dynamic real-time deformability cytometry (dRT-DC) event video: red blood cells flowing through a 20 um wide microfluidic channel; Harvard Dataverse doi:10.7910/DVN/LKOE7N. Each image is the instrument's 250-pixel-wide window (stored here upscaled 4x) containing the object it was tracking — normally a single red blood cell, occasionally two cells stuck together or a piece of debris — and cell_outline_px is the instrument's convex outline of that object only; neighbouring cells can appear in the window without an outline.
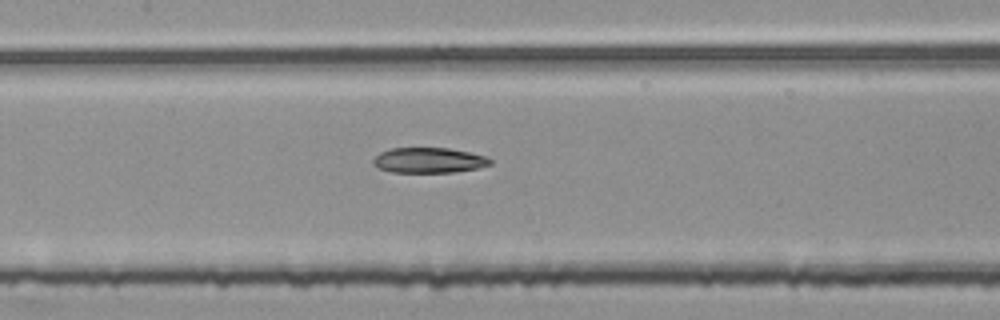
{"species": "common noctule bat (a hibernating species)", "species_latin": "Nyctalus noctula", "temperature_condition": "room temperature", "stored_images_in_passage": 55, "segment_of_instrument_passage": [2, 2], "camera_frame_rate_fps": 3000, "um_per_image_px": 0.085, "animal": {"sex": "female", "body_mass_g": 25.1}, "frame": {"image": 1, "passage_image": 26, "time_ms": 8.333, "image_size_px": [1000, 320], "cell_outline_px": [[492, 164], [476, 168], [452, 172], [392, 172], [380, 168], [372, 164], [372, 160], [380, 152], [392, 148], [448, 148], [468, 152], [484, 156], [492, 160]], "centroid_in_image_um": [36.43, 13.62], "position_along_channel_um": 171.0, "area_um2": 17.05}}
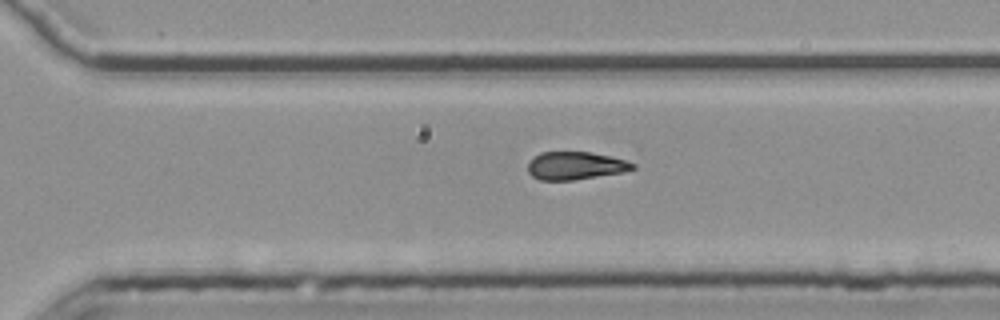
{"frame": {"image": 2, "passage_image": 38, "time_ms": 12.333, "image_size_px": [1000, 320], "cell_outline_px": [[636, 168], [624, 172], [572, 180], [540, 180], [532, 176], [528, 172], [528, 160], [540, 152], [592, 152], [612, 156], [628, 160], [636, 164]], "centroid_in_image_um": [48.93, 14.07], "position_along_channel_um": 321.7, "area_um2": 17.28}}
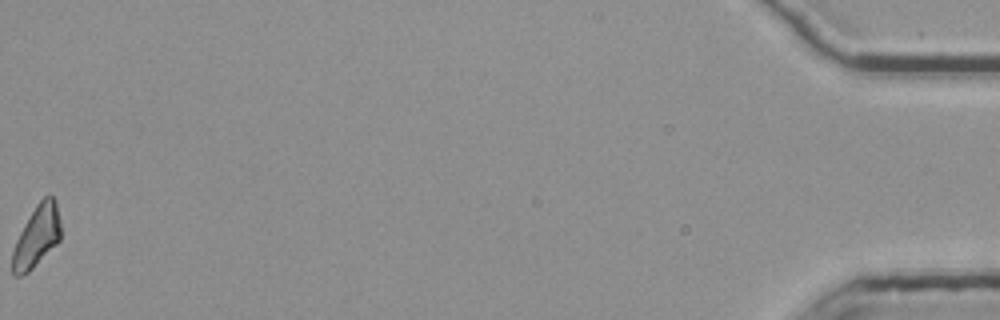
{"frame": {"image": 3, "passage_image": 55, "time_ms": 18.0, "image_size_px": [1000, 320], "cell_outline_px": [[60, 240], [28, 272], [20, 276], [12, 276], [12, 252], [16, 240], [24, 224], [36, 204], [44, 196], [52, 196], [56, 200], [60, 220]], "centroid_in_image_um": [3.11, 20.08], "position_along_channel_um": 432.1, "area_um2": 17.22}}